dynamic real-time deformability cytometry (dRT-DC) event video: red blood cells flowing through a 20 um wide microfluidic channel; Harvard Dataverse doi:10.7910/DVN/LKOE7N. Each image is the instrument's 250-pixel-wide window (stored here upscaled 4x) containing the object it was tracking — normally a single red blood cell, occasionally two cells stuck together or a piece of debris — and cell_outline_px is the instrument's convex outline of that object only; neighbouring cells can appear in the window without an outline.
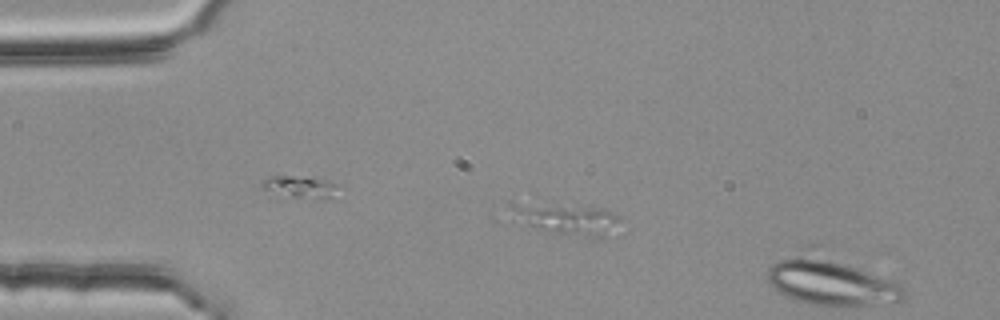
{"species": "common noctule bat (a hibernating species)", "species_latin": "Nyctalus noctula", "temperature_condition": "room temperature", "stored_images_in_passage": 8, "segment_of_instrument_passage": [2, 2], "camera_frame_rate_fps": 3000, "um_per_image_px": 0.085, "animal": {"sex": "female", "body_mass_g": 25.1}, "frame": {"image": 1, "passage_image": 8, "time_ms": 2.333, "image_size_px": [1000, 320], "cell_outline_px": [[904, 300], [872, 304], [808, 304], [784, 296], [772, 288], [768, 280], [768, 268], [772, 264], [780, 260], [804, 252], [900, 280], [904, 284]], "centroid_in_image_um": [70.66, 23.98], "position_along_channel_um": 14.3, "area_um2": 36.07}}